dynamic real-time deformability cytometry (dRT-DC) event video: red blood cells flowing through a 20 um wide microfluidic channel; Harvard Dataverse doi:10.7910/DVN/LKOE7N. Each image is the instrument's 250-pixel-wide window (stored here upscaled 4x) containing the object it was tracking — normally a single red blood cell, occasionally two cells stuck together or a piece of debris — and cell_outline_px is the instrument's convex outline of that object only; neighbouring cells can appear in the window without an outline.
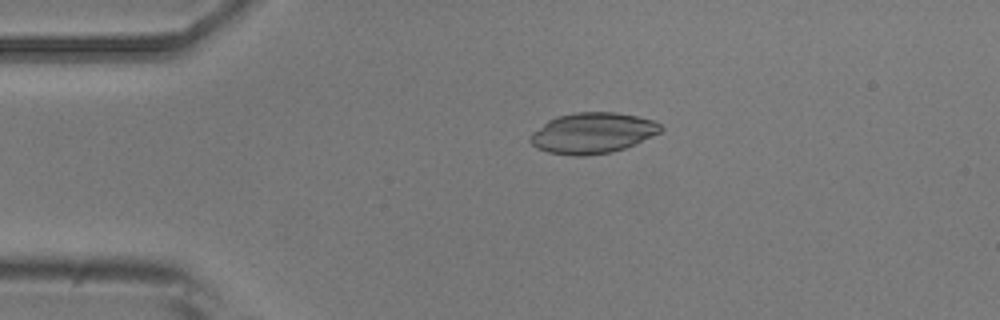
{"species": "common noctule bat (a hibernating species)", "species_latin": "Nyctalus noctula", "temperature_condition": "room temperature", "stored_images_in_passage": 4, "camera_frame_rate_fps": 3000, "um_per_image_px": 0.085, "animal": {"sex": "male", "body_mass_g": 20.5, "forearm_length_mm": 52.5}, "frame": {"image": 1, "passage_image": 3, "time_ms": 2.333, "image_size_px": [1000, 320], "cell_outline_px": [[664, 128], [660, 132], [636, 144], [612, 152], [584, 156], [572, 156], [548, 152], [536, 148], [528, 140], [528, 136], [532, 132], [548, 120], [556, 116], [576, 112], [616, 112], [656, 120]], "centroid_in_image_um": [50.35, 11.31], "position_along_channel_um": 34.6, "area_um2": 31.27}}